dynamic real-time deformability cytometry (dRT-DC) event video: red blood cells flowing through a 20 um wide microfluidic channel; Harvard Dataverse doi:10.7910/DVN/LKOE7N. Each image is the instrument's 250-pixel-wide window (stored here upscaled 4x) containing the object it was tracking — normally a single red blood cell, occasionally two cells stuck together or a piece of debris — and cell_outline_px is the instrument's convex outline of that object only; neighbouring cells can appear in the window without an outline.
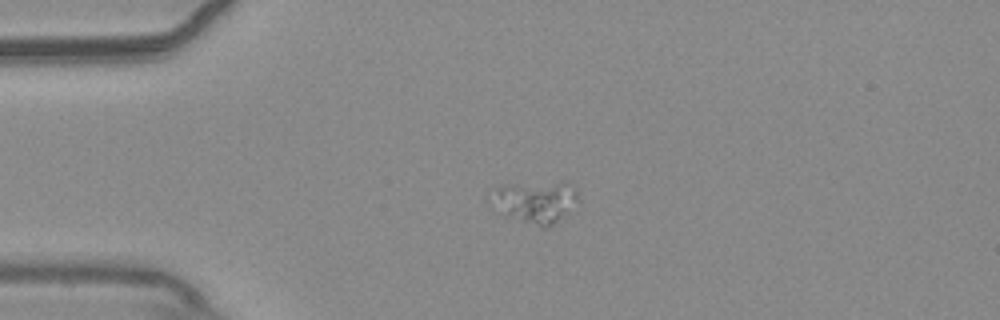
{"species": "common noctule bat (a hibernating species)", "species_latin": "Nyctalus noctula", "temperature_condition": "warm", "stored_images_in_passage": 43, "camera_frame_rate_fps": 3000, "um_per_image_px": 0.085, "animal": {"sex": "male", "body_mass_g": 20.4}, "frame": {"image": 1, "passage_image": 1, "time_ms": 0.0, "image_size_px": [1000, 320], "cell_outline_px": [[580, 200], [548, 228], [540, 228], [504, 216], [496, 212], [492, 208], [488, 200], [496, 188], [504, 184], [564, 180], [572, 184], [576, 188]], "centroid_in_image_um": [45.46, 17.13], "position_along_channel_um": 39.5, "area_um2": 22.37}}
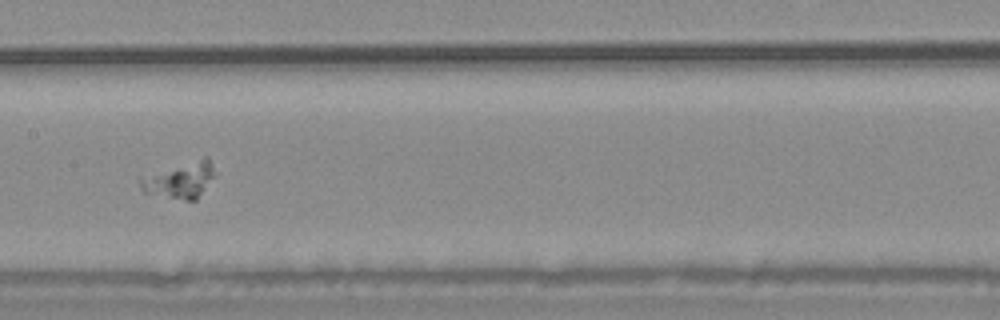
{"frame": {"image": 2, "passage_image": 16, "time_ms": 5.0, "image_size_px": [1000, 320], "cell_outline_px": [[216, 176], [196, 200], [184, 200], [144, 192], [140, 188], [140, 180], [204, 156], [208, 156], [216, 172]], "centroid_in_image_um": [15.45, 15.32], "position_along_channel_um": 192.0, "area_um2": 14.97}}
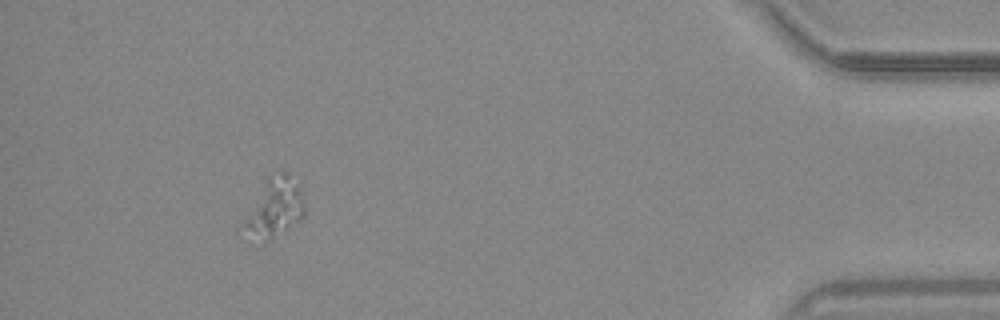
{"frame": {"image": 3, "passage_image": 39, "time_ms": 12.667, "image_size_px": [1000, 320], "cell_outline_px": [[304, 216], [300, 220], [272, 236], [268, 236], [244, 224], [268, 176], [280, 172], [288, 172], [300, 184], [304, 204]], "centroid_in_image_um": [23.55, 17.43], "position_along_channel_um": 411.6, "area_um2": 18.38}}